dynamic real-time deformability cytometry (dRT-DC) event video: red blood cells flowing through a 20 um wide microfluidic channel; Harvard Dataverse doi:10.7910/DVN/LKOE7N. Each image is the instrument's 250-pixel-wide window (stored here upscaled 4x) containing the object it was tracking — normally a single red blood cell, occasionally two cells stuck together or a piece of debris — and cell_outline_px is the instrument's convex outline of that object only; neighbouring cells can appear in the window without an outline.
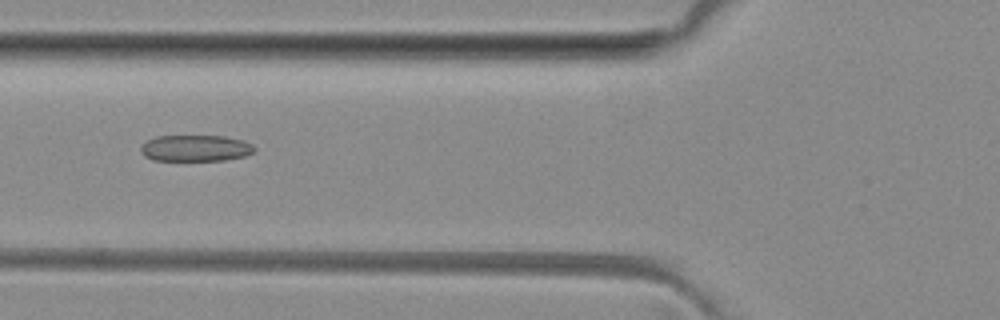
{"species": "common noctule bat (a hibernating species)", "species_latin": "Nyctalus noctula", "temperature_condition": "room temperature", "stored_images_in_passage": 5, "camera_frame_rate_fps": 3000, "um_per_image_px": 0.085, "animal": {"sex": "female", "body_mass_g": 29.2, "forearm_length_mm": 56.3}, "frame": {"image": 1, "passage_image": 5, "time_ms": 4.333, "image_size_px": [1000, 320], "cell_outline_px": [[256, 148], [252, 152], [244, 156], [224, 160], [152, 160], [144, 156], [140, 152], [140, 148], [148, 140], [156, 136], [224, 136], [244, 140], [252, 144]], "centroid_in_image_um": [16.62, 12.59], "position_along_channel_um": 109.2, "area_um2": 17.4}}